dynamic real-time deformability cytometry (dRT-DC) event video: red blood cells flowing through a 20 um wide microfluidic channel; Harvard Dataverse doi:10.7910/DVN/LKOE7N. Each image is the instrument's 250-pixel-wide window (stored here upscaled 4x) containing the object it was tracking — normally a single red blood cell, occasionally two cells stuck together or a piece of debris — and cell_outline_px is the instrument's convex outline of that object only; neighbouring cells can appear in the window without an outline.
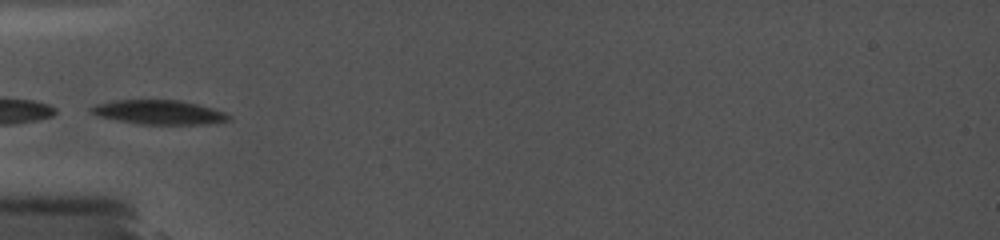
{"species": "common noctule bat (a hibernating species)", "species_latin": "Nyctalus noctula", "temperature_condition": "cold", "stored_images_in_passage": 5, "camera_frame_rate_fps": 5000, "um_per_image_px": 0.085, "animal": {"sex": "female", "body_mass_g": 19.0, "forearm_length_mm": 56.7}, "frame": {"image": 1, "passage_image": 1, "time_ms": 0.0, "image_size_px": [1000, 240], "cell_outline_px": [[232, 120], [208, 124], [140, 124], [116, 120], [100, 116], [92, 112], [92, 108], [96, 104], [116, 100], [180, 100], [212, 108], [224, 112], [232, 116]], "centroid_in_image_um": [13.59, 9.55], "position_along_channel_um": 71.4, "area_um2": 19.25}}